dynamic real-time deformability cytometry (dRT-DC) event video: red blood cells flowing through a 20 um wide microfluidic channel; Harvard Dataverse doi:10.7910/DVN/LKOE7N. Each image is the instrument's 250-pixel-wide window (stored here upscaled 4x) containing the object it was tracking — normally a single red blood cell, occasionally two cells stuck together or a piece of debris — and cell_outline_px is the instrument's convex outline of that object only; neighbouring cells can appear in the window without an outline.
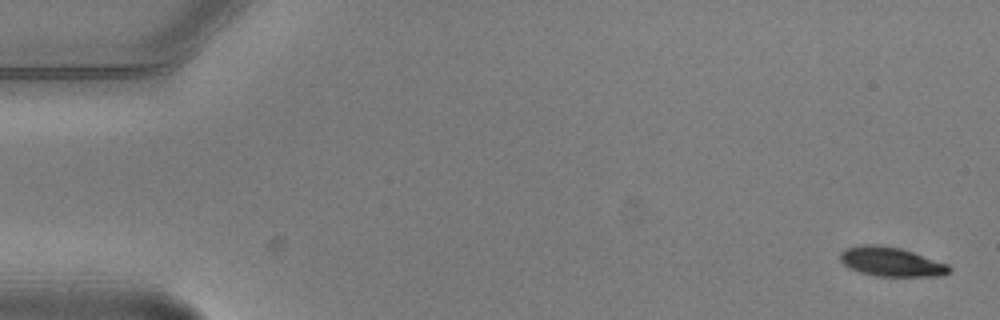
{"species": "common noctule bat (a hibernating species)", "species_latin": "Nyctalus noctula", "temperature_condition": "warm", "stored_images_in_passage": 5, "camera_frame_rate_fps": 3000, "um_per_image_px": 0.085, "animal": {"sex": "male", "body_mass_g": 20.5, "forearm_length_mm": 52.5}, "frame": {"image": 1, "passage_image": 1, "time_ms": 0.0, "image_size_px": [1000, 320], "cell_outline_px": [[952, 272], [940, 276], [876, 276], [860, 272], [844, 264], [840, 260], [840, 252], [844, 248], [864, 244], [876, 244], [900, 248], [948, 264], [952, 268]], "centroid_in_image_um": [75.76, 22.25], "position_along_channel_um": 9.2, "area_um2": 18.55}}
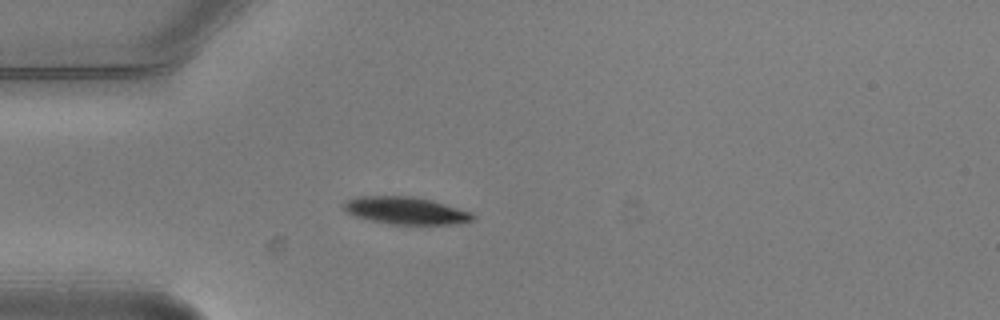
{"frame": {"image": 2, "passage_image": 5, "time_ms": 1.333, "image_size_px": [1000, 320], "cell_outline_px": [[476, 220], [456, 224], [388, 224], [356, 216], [348, 212], [344, 208], [344, 200], [356, 196], [412, 196], [432, 200], [472, 212], [476, 216]], "centroid_in_image_um": [34.53, 17.89], "position_along_channel_um": 50.5, "area_um2": 20.63}}